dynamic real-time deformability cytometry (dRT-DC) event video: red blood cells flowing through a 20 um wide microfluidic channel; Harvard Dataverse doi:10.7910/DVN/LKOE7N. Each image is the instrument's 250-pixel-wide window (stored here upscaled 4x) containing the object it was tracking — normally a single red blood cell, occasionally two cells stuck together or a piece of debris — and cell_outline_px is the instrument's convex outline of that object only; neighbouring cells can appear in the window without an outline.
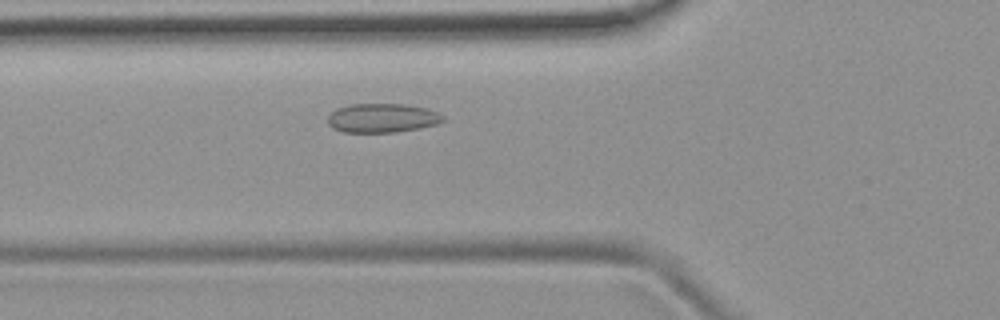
{"species": "common noctule bat (a hibernating species)", "species_latin": "Nyctalus noctula", "temperature_condition": "room temperature", "stored_images_in_passage": 44, "camera_frame_rate_fps": 3000, "um_per_image_px": 0.085, "animal": {"sex": "female", "body_mass_g": 19.9}, "frame": {"image": 1, "passage_image": 11, "time_ms": 3.333, "image_size_px": [1000, 320], "cell_outline_px": [[444, 120], [436, 124], [420, 128], [396, 132], [344, 132], [332, 128], [328, 124], [328, 116], [336, 108], [348, 104], [404, 104], [428, 108], [444, 116]], "centroid_in_image_um": [32.47, 10.02], "position_along_channel_um": 93.3, "area_um2": 19.59}}
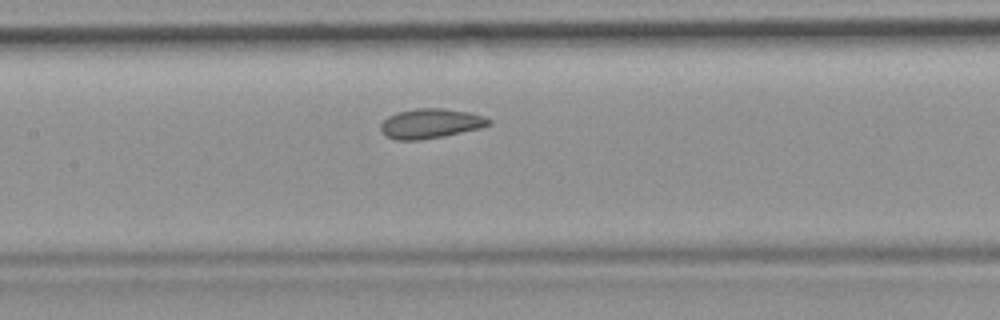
{"frame": {"image": 2, "passage_image": 17, "time_ms": 5.333, "image_size_px": [1000, 320], "cell_outline_px": [[492, 124], [480, 128], [444, 136], [420, 140], [396, 140], [388, 136], [380, 128], [380, 124], [388, 116], [396, 112], [416, 108], [444, 108], [468, 112], [484, 116], [492, 120]], "centroid_in_image_um": [36.62, 10.49], "position_along_channel_um": 170.8, "area_um2": 18.73}}
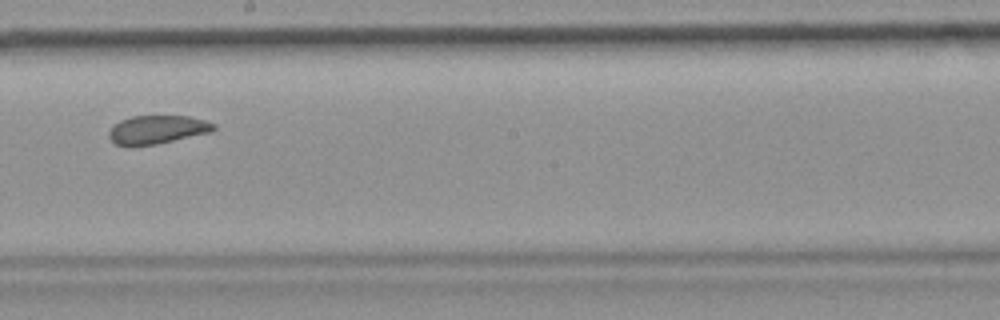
{"frame": {"image": 3, "passage_image": 22, "time_ms": 7.0, "image_size_px": [1000, 320], "cell_outline_px": [[216, 128], [212, 132], [156, 144], [132, 148], [128, 148], [116, 144], [108, 136], [108, 132], [120, 120], [132, 116], [188, 116], [204, 120], [216, 124]], "centroid_in_image_um": [13.35, 11.04], "position_along_channel_um": 234.9, "area_um2": 17.63}, "authors_computed_cell_mechanics": {"area_um2": 18.8428, "velocity_mm_per_s": 3.8677, "shape_relaxation_time_tau1_ms": null, "shape_relaxation_time_tau2_ms": 1.2188, "deformation_change_tau1": null, "deformation_change_tau2": 0.0506}}